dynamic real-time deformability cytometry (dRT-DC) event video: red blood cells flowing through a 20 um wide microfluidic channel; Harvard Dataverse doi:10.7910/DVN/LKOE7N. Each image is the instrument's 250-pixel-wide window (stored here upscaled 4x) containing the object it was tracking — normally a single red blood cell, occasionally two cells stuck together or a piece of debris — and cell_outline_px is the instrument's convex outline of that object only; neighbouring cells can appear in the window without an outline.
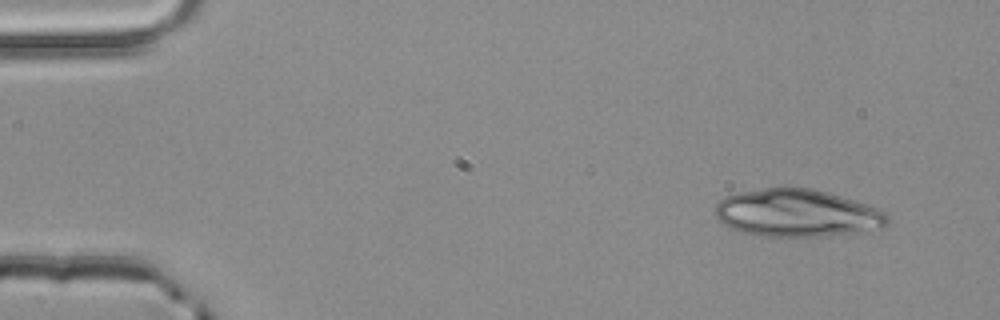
{"species": "common noctule bat (a hibernating species)", "species_latin": "Nyctalus noctula", "temperature_condition": "room temperature", "stored_images_in_passage": 3, "camera_frame_rate_fps": 3000, "um_per_image_px": 0.085, "animal": {"sex": "male", "body_mass_g": 20.4}, "frame": {"image": 1, "passage_image": 1, "time_ms": 0.0, "image_size_px": [1000, 320], "cell_outline_px": [[888, 224], [884, 228], [864, 232], [824, 236], [764, 236], [740, 232], [724, 224], [712, 212], [716, 204], [724, 196], [736, 192], [780, 184], [784, 184], [812, 188], [828, 192], [876, 208], [884, 212], [888, 216]], "centroid_in_image_um": [67.7, 18.08], "position_along_channel_um": 17.3, "area_um2": 48.78}}